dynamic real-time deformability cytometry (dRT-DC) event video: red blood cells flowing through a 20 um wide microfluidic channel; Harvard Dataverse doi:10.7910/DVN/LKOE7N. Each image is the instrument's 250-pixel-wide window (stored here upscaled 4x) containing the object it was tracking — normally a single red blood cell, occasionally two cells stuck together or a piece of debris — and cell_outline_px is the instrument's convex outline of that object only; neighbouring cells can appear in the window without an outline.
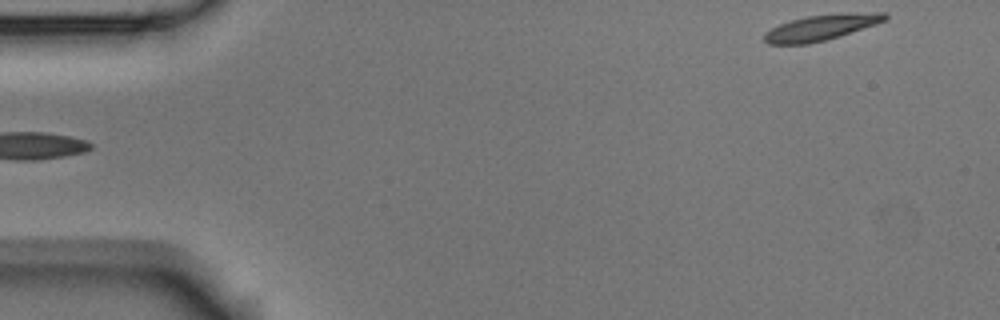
{"species": "Egyptian fruit bat (a non-hibernating species)", "species_latin": "Rousettus aegyptiacus", "temperature_condition": "room temperature", "stored_images_in_passage": 5, "segment_of_instrument_passage": [2, 2], "camera_frame_rate_fps": 3000, "um_per_image_px": 0.085, "animal": {"sex": "male"}, "frame": {"image": 1, "passage_image": 5, "time_ms": 6.0, "image_size_px": [1000, 320], "cell_outline_px": [[888, 20], [840, 36], [808, 44], [768, 44], [764, 40], [764, 32], [780, 24], [792, 20], [808, 16], [872, 12], [884, 12], [888, 16]], "centroid_in_image_um": [69.81, 2.35], "position_along_channel_um": 15.2, "area_um2": 17.74}}